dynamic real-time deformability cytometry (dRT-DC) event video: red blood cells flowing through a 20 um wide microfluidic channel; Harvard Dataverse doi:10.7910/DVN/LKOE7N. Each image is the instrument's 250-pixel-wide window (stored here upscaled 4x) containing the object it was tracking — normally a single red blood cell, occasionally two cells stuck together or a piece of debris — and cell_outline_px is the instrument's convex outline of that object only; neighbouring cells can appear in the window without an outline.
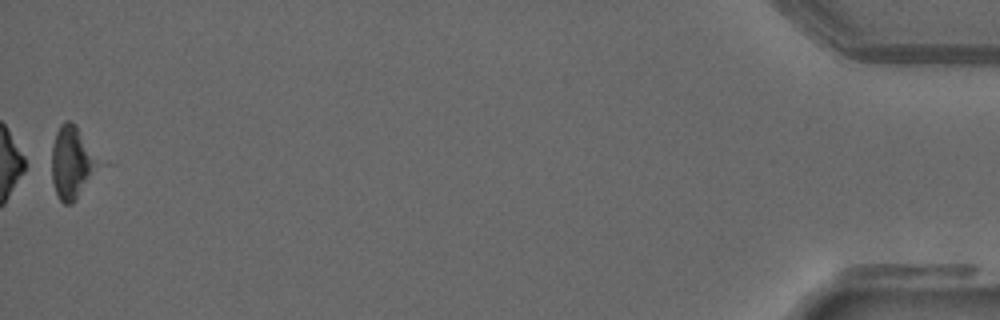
{"species": "common noctule bat (a hibernating species)", "species_latin": "Nyctalus noctula", "temperature_condition": "warm", "stored_images_in_passage": 41, "camera_frame_rate_fps": 3000, "um_per_image_px": 0.085, "animal": {"sex": "male", "forearm_length_mm": 52.5}, "frame": {"image": 1, "passage_image": 41, "time_ms": 13.333, "image_size_px": [1000, 320], "cell_outline_px": [[96, 164], [76, 200], [72, 204], [64, 204], [60, 200], [56, 192], [52, 180], [52, 148], [56, 132], [60, 124], [64, 120], [68, 120], [76, 124]], "centroid_in_image_um": [5.98, 13.8], "position_along_channel_um": 429.2, "area_um2": 18.21}}